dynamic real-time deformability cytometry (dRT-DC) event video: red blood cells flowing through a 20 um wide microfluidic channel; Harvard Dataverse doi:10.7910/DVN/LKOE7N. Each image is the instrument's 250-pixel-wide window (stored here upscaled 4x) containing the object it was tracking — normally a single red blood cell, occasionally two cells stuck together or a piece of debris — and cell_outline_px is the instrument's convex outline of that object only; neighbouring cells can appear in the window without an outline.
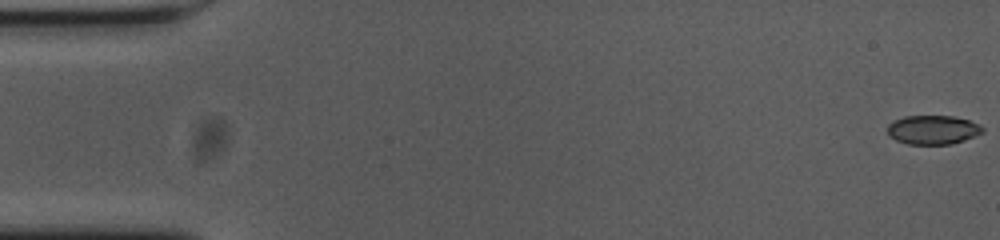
{"species": "common noctule bat (a hibernating species)", "species_latin": "Nyctalus noctula", "temperature_condition": "cold", "stored_images_in_passage": 56, "camera_frame_rate_fps": 3000, "um_per_image_px": 0.085, "animal": {"sex": "female", "body_mass_g": 23.0, "forearm_length_mm": 53.4}, "frame": {"image": 1, "passage_image": 1, "time_ms": 0.0, "image_size_px": [1000, 240], "cell_outline_px": [[984, 132], [964, 140], [948, 144], [908, 144], [896, 140], [888, 136], [888, 124], [904, 116], [952, 116], [968, 120], [984, 128]], "centroid_in_image_um": [79.27, 11.03], "position_along_channel_um": 5.7, "area_um2": 15.9}}
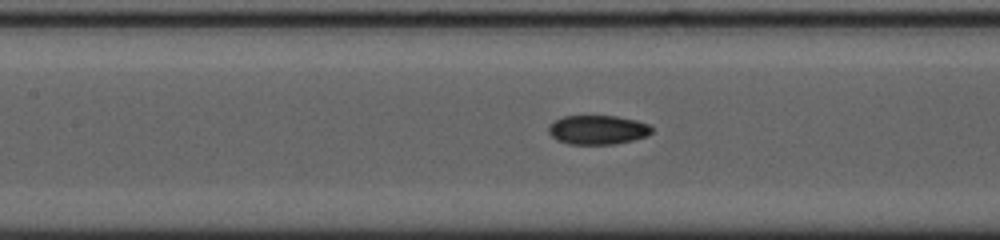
{"frame": {"image": 2, "passage_image": 25, "time_ms": 8.0, "image_size_px": [1000, 240], "cell_outline_px": [[652, 132], [648, 136], [632, 140], [612, 144], [568, 144], [556, 140], [548, 132], [548, 128], [556, 120], [564, 116], [616, 116], [636, 120], [648, 124], [652, 128]], "centroid_in_image_um": [50.81, 11.04], "position_along_channel_um": 156.6, "area_um2": 17.46}}
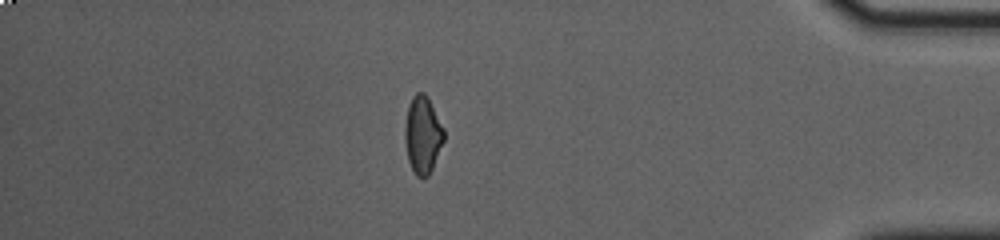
{"frame": {"image": 3, "passage_image": 48, "time_ms": 15.667, "image_size_px": [1000, 240], "cell_outline_px": [[444, 140], [432, 168], [428, 176], [416, 176], [408, 160], [404, 140], [404, 128], [408, 108], [412, 96], [416, 92], [424, 92], [428, 96], [444, 128]], "centroid_in_image_um": [35.92, 11.42], "position_along_channel_um": 399.3, "area_um2": 17.57}, "authors_computed_cell_mechanics": {"area_um2": 17.5134, "velocity_mm_per_s": 3.7005, "shape_relaxation_time_tau1_ms": null, "shape_relaxation_time_tau2_ms": 4.789, "deformation_change_tau1": null, "deformation_change_tau2": 0.0798}}